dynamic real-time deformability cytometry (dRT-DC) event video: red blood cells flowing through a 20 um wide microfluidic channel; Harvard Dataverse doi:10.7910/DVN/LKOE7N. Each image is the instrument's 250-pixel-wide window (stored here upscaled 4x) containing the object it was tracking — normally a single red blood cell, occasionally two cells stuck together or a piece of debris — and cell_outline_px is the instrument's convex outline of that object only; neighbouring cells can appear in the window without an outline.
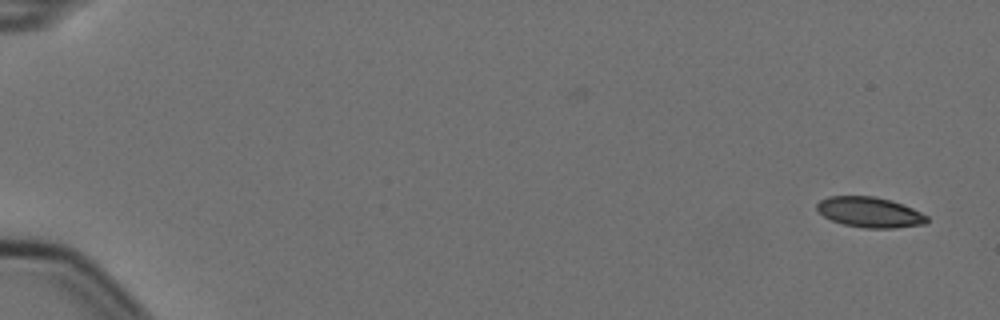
{"species": "Egyptian fruit bat (a non-hibernating species)", "species_latin": "Rousettus aegyptiacus", "temperature_condition": "cold", "stored_images_in_passage": 2, "camera_frame_rate_fps": 3000, "um_per_image_px": 0.085, "animal": {"sex": "female"}, "frame": {"image": 1, "passage_image": 2, "time_ms": 0.333, "image_size_px": [1000, 320], "cell_outline_px": [[928, 224], [896, 228], [864, 228], [844, 224], [832, 220], [824, 216], [816, 208], [816, 204], [820, 200], [828, 196], [872, 196], [892, 200], [912, 208], [928, 216]], "centroid_in_image_um": [73.95, 18.04], "position_along_channel_um": 11.0, "area_um2": 19.54}}